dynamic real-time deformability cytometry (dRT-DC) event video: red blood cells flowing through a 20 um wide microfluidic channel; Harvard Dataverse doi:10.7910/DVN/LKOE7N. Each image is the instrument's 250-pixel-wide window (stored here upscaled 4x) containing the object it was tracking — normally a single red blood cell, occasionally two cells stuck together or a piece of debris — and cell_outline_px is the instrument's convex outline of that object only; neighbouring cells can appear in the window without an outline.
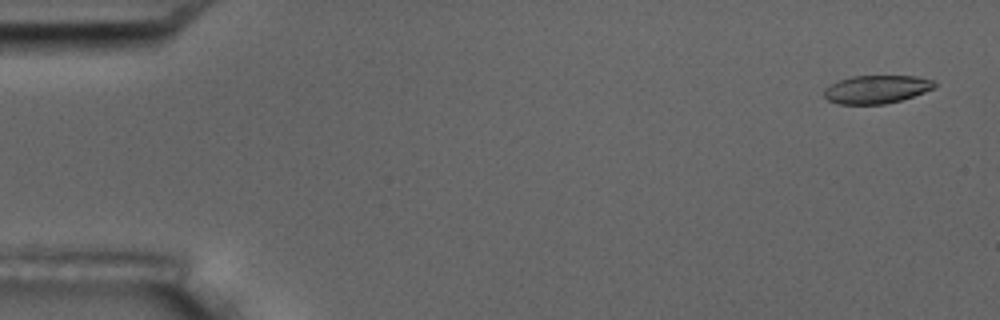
{"species": "common noctule bat (a hibernating species)", "species_latin": "Nyctalus noctula", "temperature_condition": "room temperature", "stored_images_in_passage": 5, "camera_frame_rate_fps": 3000, "um_per_image_px": 0.085, "animal": {"sex": "male", "body_mass_g": 17.5, "forearm_length_mm": 52.3}, "frame": {"image": 1, "passage_image": 1, "time_ms": 0.0, "image_size_px": [1000, 320], "cell_outline_px": [[936, 88], [900, 100], [884, 104], [836, 104], [828, 100], [824, 96], [824, 88], [840, 80], [852, 76], [916, 76], [932, 80], [936, 84]], "centroid_in_image_um": [74.49, 7.59], "position_along_channel_um": 10.5, "area_um2": 18.03}}
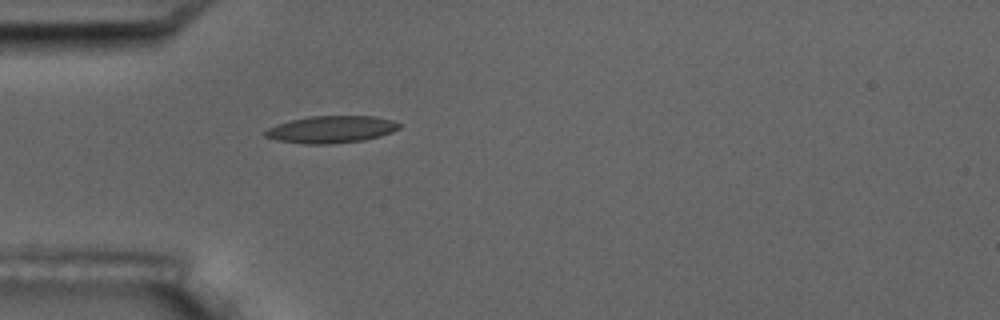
{"frame": {"image": 2, "passage_image": 5, "time_ms": 4.667, "image_size_px": [1000, 320], "cell_outline_px": [[400, 128], [392, 132], [380, 136], [364, 140], [332, 144], [304, 144], [276, 140], [264, 136], [264, 132], [268, 128], [292, 120], [312, 116], [376, 116], [392, 120], [400, 124]], "centroid_in_image_um": [28.18, 11.01], "position_along_channel_um": 56.8, "area_um2": 21.1}}